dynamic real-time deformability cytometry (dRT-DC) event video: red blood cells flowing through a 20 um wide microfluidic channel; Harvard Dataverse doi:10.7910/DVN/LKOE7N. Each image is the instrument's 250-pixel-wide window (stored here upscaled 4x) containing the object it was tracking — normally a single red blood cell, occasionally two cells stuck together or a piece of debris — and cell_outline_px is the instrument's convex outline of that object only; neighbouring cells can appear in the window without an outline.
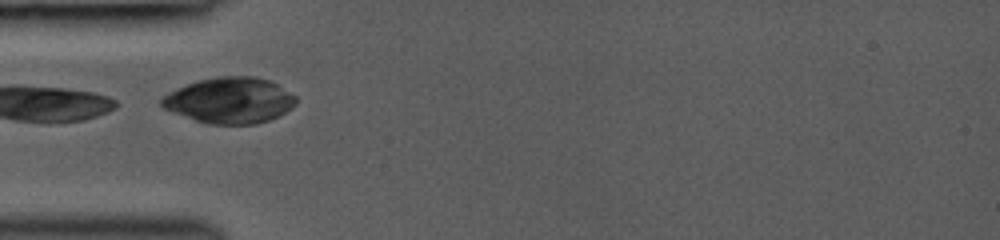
{"species": "common noctule bat (a hibernating species)", "species_latin": "Nyctalus noctula", "temperature_condition": "room temperature", "stored_images_in_passage": 27, "camera_frame_rate_fps": 3000, "um_per_image_px": 0.085, "animal": {"sex": "female", "body_mass_g": 19.0, "forearm_length_mm": 53.3}, "frame": {"image": 1, "passage_image": 1, "time_ms": 0.0, "image_size_px": [1000, 240], "cell_outline_px": [[296, 104], [292, 108], [268, 120], [256, 124], [208, 124], [172, 112], [164, 108], [160, 104], [160, 100], [168, 92], [188, 84], [200, 80], [216, 76], [252, 76], [268, 80], [276, 84], [296, 96]], "centroid_in_image_um": [19.52, 8.53], "position_along_channel_um": 65.5, "area_um2": 35.6}}